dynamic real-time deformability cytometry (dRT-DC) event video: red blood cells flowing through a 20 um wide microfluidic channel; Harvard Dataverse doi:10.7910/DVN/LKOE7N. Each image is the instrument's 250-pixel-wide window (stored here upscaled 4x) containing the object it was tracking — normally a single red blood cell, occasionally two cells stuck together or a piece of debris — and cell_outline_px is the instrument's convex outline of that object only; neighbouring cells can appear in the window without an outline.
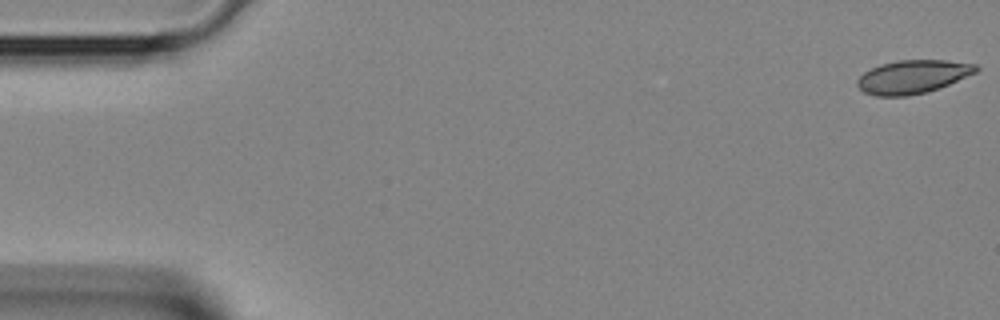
{"species": "Egyptian fruit bat (a non-hibernating species)", "species_latin": "Rousettus aegyptiacus", "temperature_condition": "room temperature", "stored_images_in_passage": 3, "camera_frame_rate_fps": 3000, "um_per_image_px": 0.085, "animal": {"sex": "female"}, "frame": {"image": 1, "passage_image": 1, "time_ms": 0.0, "image_size_px": [1000, 320], "cell_outline_px": [[980, 68], [976, 72], [948, 84], [928, 92], [908, 96], [876, 96], [864, 92], [856, 84], [856, 80], [864, 72], [880, 64], [896, 60], [944, 60], [976, 64]], "centroid_in_image_um": [77.56, 6.52], "position_along_channel_um": 7.4, "area_um2": 23.06}}
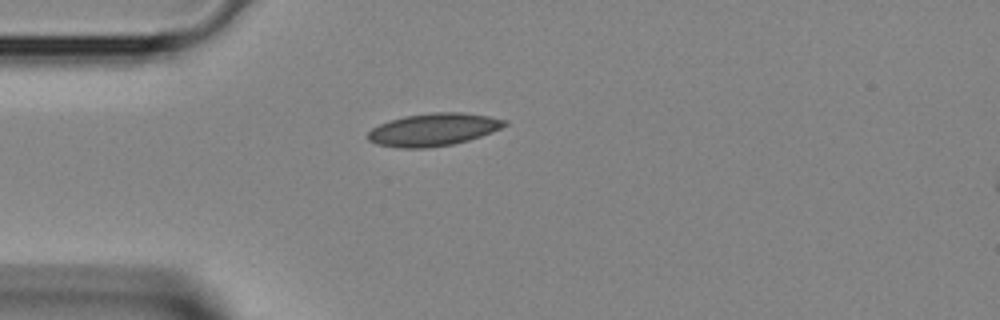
{"frame": {"image": 2, "passage_image": 3, "time_ms": 0.667, "image_size_px": [1000, 320], "cell_outline_px": [[508, 124], [492, 132], [468, 140], [452, 144], [428, 148], [400, 148], [376, 144], [368, 140], [364, 136], [372, 128], [380, 124], [404, 116], [432, 112], [464, 112], [488, 116], [508, 120]], "centroid_in_image_um": [36.82, 11.01], "position_along_channel_um": 48.2, "area_um2": 26.07}}